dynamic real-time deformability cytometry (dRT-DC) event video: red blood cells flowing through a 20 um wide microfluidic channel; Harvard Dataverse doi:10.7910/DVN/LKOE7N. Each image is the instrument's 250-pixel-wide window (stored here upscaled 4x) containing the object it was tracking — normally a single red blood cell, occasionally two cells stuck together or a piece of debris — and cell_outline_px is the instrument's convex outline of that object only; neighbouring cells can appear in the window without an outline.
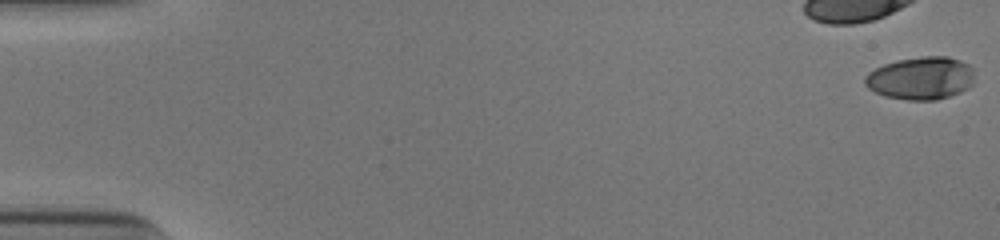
{"species": "human", "species_latin": "Homo sapiens", "temperature_condition": "cold", "stored_images_in_passage": 54, "camera_frame_rate_fps": 3000, "um_per_image_px": 0.085, "donor": {"sex": "male"}, "frame": {"image": 1, "passage_image": 1, "time_ms": 0.0, "image_size_px": [1000, 240], "cell_outline_px": [[972, 84], [968, 88], [960, 92], [936, 100], [908, 100], [884, 96], [868, 88], [864, 84], [864, 76], [868, 72], [884, 64], [896, 60], [924, 56], [948, 56], [960, 60], [968, 64], [972, 68]], "centroid_in_image_um": [78.24, 6.64], "position_along_channel_um": 6.8, "area_um2": 27.34}}
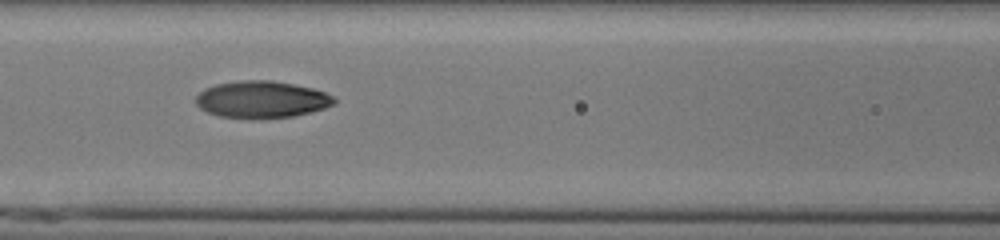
{"frame": {"image": 2, "passage_image": 25, "time_ms": 8.0, "image_size_px": [1000, 240], "cell_outline_px": [[336, 104], [324, 108], [292, 116], [220, 116], [208, 112], [200, 108], [196, 104], [196, 96], [204, 88], [216, 84], [244, 80], [272, 80], [312, 88], [324, 92], [332, 96], [336, 100]], "centroid_in_image_um": [22.24, 8.41], "position_along_channel_um": 144.4, "area_um2": 28.84}}
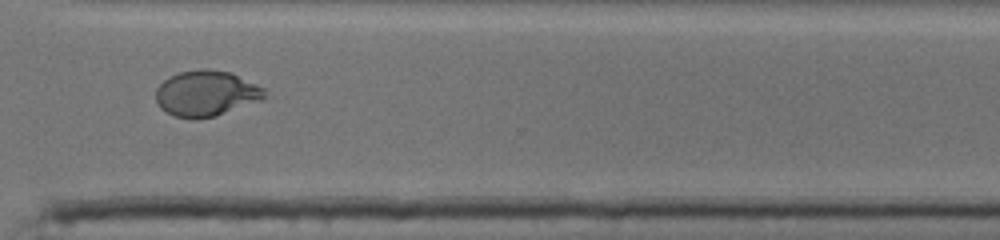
{"frame": {"image": 3, "passage_image": 41, "time_ms": 13.333, "image_size_px": [1000, 240], "cell_outline_px": [[272, 96], [216, 116], [196, 120], [192, 120], [172, 116], [160, 108], [156, 100], [156, 88], [168, 76], [180, 72], [204, 68], [232, 72], [264, 88]], "centroid_in_image_um": [17.54, 7.95], "position_along_channel_um": 353.1, "area_um2": 29.54}, "authors_computed_cell_mechanics": {"area_um2": 28.9867, "velocity_mm_per_s": 3.9189, "shape_relaxation_time_tau1_ms": 5.9644, "shape_relaxation_time_tau2_ms": 1.448, "deformation_change_tau1": 0.2369, "deformation_change_tau2": 0.0577}}